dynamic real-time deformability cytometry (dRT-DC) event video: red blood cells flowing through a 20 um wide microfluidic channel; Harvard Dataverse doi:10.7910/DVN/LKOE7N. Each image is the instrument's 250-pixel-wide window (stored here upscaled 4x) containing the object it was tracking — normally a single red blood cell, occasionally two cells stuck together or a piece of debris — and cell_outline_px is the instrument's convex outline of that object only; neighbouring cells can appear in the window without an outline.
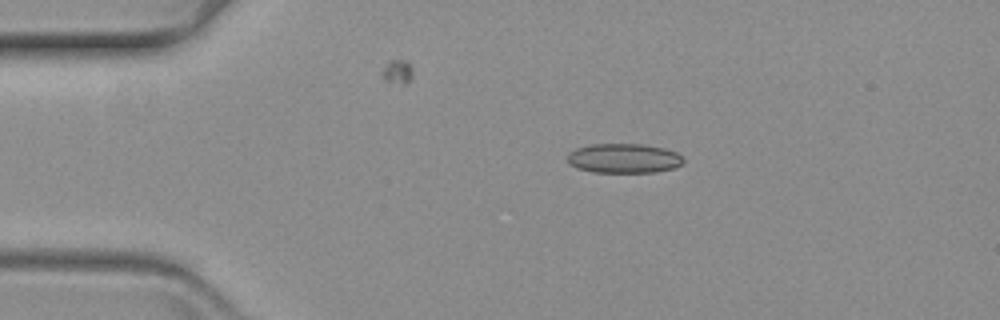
{"species": "common noctule bat (a hibernating species)", "species_latin": "Nyctalus noctula", "temperature_condition": "warm", "stored_images_in_passage": 49, "camera_frame_rate_fps": 3000, "um_per_image_px": 0.085, "animal": {"sex": "female", "body_mass_g": 19.3, "forearm_length_mm": 54.1}, "frame": {"image": 1, "passage_image": 1, "time_ms": 0.0, "image_size_px": [1000, 320], "cell_outline_px": [[684, 160], [676, 168], [656, 172], [592, 172], [576, 168], [568, 164], [568, 152], [576, 148], [592, 144], [640, 144], [664, 148], [676, 152]], "centroid_in_image_um": [52.99, 13.46], "position_along_channel_um": 32.0, "area_um2": 20.0}}
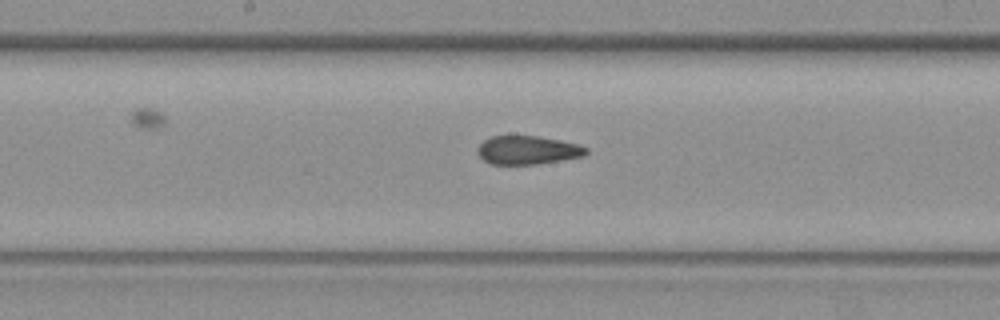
{"frame": {"image": 2, "passage_image": 20, "time_ms": 6.333, "image_size_px": [1000, 320], "cell_outline_px": [[588, 152], [584, 156], [536, 164], [492, 164], [484, 160], [476, 152], [476, 148], [484, 140], [492, 136], [536, 136], [560, 140], [576, 144], [588, 148]], "centroid_in_image_um": [44.83, 12.76], "position_along_channel_um": 203.4, "area_um2": 17.92}}
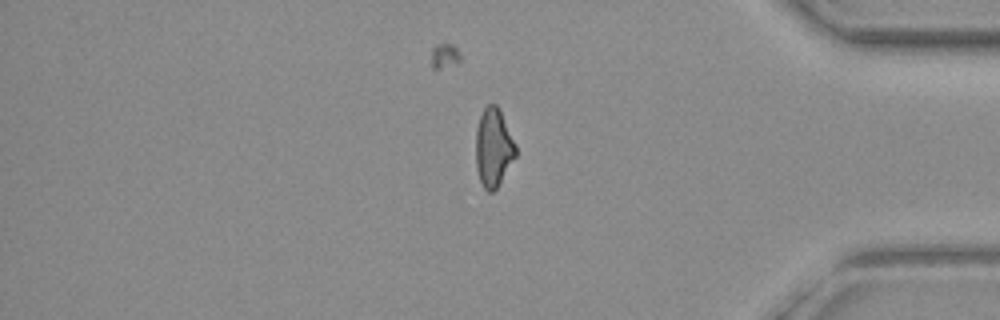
{"frame": {"image": 3, "passage_image": 39, "time_ms": 12.667, "image_size_px": [1000, 320], "cell_outline_px": [[516, 156], [496, 188], [492, 192], [488, 192], [484, 188], [480, 180], [476, 168], [476, 128], [480, 116], [484, 108], [488, 104], [496, 104], [516, 144]], "centroid_in_image_um": [41.93, 12.55], "position_along_channel_um": 393.3, "area_um2": 17.98}}